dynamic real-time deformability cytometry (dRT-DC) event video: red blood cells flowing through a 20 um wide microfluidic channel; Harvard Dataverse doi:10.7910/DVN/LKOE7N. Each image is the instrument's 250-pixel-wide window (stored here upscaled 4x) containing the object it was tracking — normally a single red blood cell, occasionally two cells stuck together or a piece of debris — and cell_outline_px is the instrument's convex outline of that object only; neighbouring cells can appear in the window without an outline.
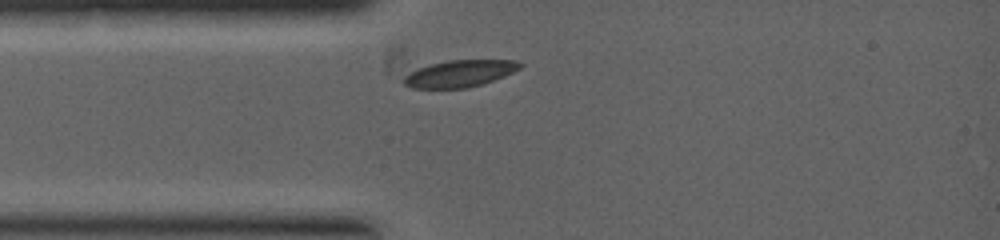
{"species": "common noctule bat (a hibernating species)", "species_latin": "Nyctalus noctula", "temperature_condition": "warm", "stored_images_in_passage": 3, "camera_frame_rate_fps": 5000, "um_per_image_px": 0.085, "animal": {"sex": "female", "body_mass_g": 19.0, "forearm_length_mm": 53.3}, "frame": {"image": 1, "passage_image": 1, "time_ms": 0.0, "image_size_px": [1000, 240], "cell_outline_px": [[524, 64], [520, 68], [504, 76], [468, 88], [412, 88], [404, 84], [404, 76], [428, 64], [448, 60], [516, 60]], "centroid_in_image_um": [39.09, 6.24], "position_along_channel_um": 45.9, "area_um2": 17.98}}
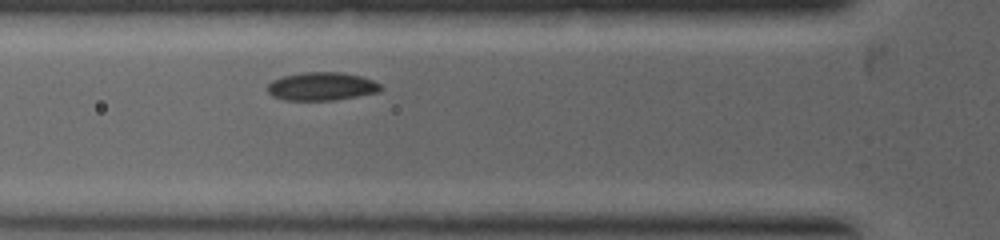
{"frame": {"image": 2, "passage_image": 3, "time_ms": 0.8, "image_size_px": [1000, 240], "cell_outline_px": [[384, 88], [380, 92], [332, 100], [284, 100], [272, 96], [268, 92], [268, 84], [272, 80], [284, 76], [304, 72], [340, 72], [360, 76], [372, 80], [380, 84]], "centroid_in_image_um": [27.35, 7.34], "position_along_channel_um": 98.5, "area_um2": 18.55}}